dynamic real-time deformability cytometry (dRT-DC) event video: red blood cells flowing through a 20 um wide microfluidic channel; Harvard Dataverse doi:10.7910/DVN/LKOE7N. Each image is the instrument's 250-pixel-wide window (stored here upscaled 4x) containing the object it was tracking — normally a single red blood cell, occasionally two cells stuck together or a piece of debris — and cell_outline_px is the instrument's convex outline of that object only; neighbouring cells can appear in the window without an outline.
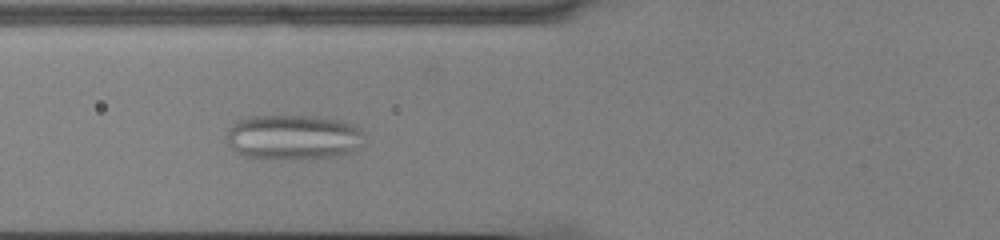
{"species": "common noctule bat (a hibernating species)", "species_latin": "Nyctalus noctula", "temperature_condition": "cold", "stored_images_in_passage": 51, "camera_frame_rate_fps": 3000, "um_per_image_px": 0.085, "animal": {"sex": "male", "body_mass_g": 13.0, "forearm_length_mm": 53.1}, "frame": {"image": 1, "passage_image": 17, "time_ms": 5.333, "image_size_px": [1000, 240], "cell_outline_px": [[364, 132], [360, 148], [352, 152], [336, 156], [244, 156], [236, 152], [228, 144], [228, 132], [232, 124], [236, 120], [248, 116], [312, 116], [340, 120], [352, 124], [360, 128]], "centroid_in_image_um": [24.95, 11.6], "position_along_channel_um": 100.8, "area_um2": 35.08}}
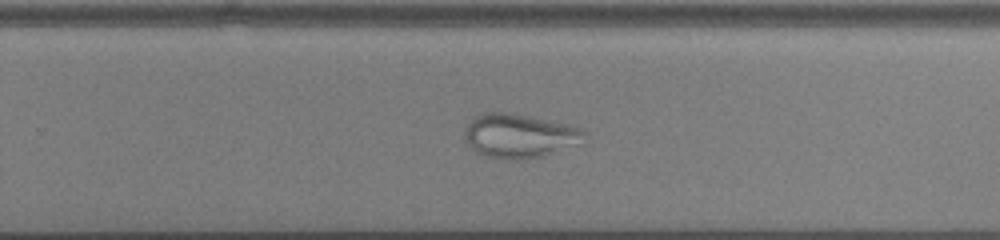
{"frame": {"image": 2, "passage_image": 32, "time_ms": 10.333, "image_size_px": [1000, 240], "cell_outline_px": [[588, 136], [584, 144], [544, 156], [516, 160], [504, 160], [484, 156], [476, 152], [468, 144], [464, 136], [464, 128], [476, 116], [484, 112], [512, 112], [548, 120], [564, 124], [588, 132]], "centroid_in_image_um": [44.19, 11.57], "position_along_channel_um": 285.6, "area_um2": 31.27}}
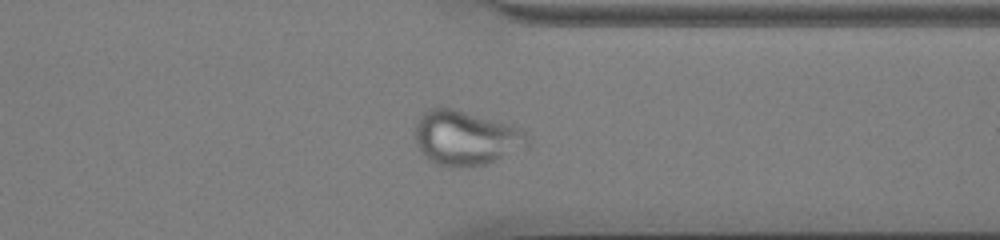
{"frame": {"image": 3, "passage_image": 39, "time_ms": 12.667, "image_size_px": [1000, 240], "cell_outline_px": [[532, 140], [528, 148], [484, 164], [472, 168], [448, 168], [436, 164], [428, 160], [424, 156], [416, 144], [416, 124], [420, 116], [428, 108], [440, 104], [512, 124], [520, 128], [532, 136]], "centroid_in_image_um": [39.63, 11.72], "position_along_channel_um": 371.8, "area_um2": 37.11}}